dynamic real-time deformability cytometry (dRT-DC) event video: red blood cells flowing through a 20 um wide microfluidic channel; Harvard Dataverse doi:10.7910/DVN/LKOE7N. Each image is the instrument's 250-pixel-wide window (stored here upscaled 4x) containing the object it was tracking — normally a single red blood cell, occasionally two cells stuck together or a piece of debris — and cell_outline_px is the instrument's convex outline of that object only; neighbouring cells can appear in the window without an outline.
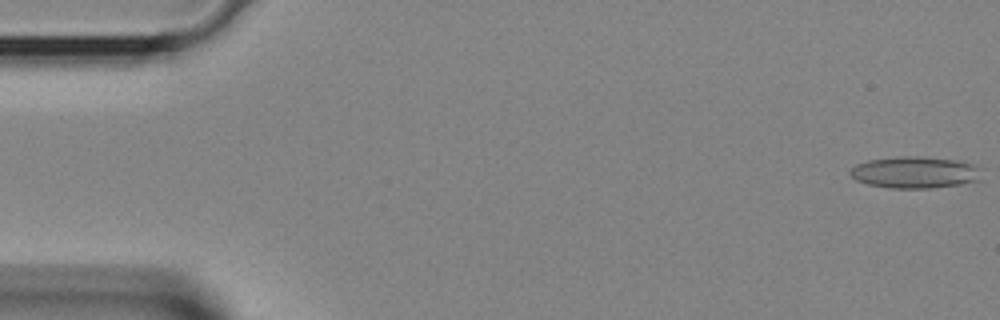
{"species": "Egyptian fruit bat (a non-hibernating species)", "species_latin": "Rousettus aegyptiacus", "temperature_condition": "room temperature", "stored_images_in_passage": 39, "camera_frame_rate_fps": 3000, "um_per_image_px": 0.085, "animal": {"sex": "female"}, "frame": {"image": 1, "passage_image": 1, "time_ms": 0.0, "image_size_px": [1000, 320], "cell_outline_px": [[984, 180], [960, 184], [932, 188], [892, 188], [868, 184], [856, 180], [848, 172], [856, 164], [868, 160], [900, 156], [920, 156], [956, 160], [976, 164], [984, 168]], "centroid_in_image_um": [77.89, 14.65], "position_along_channel_um": 7.1, "area_um2": 24.8}}
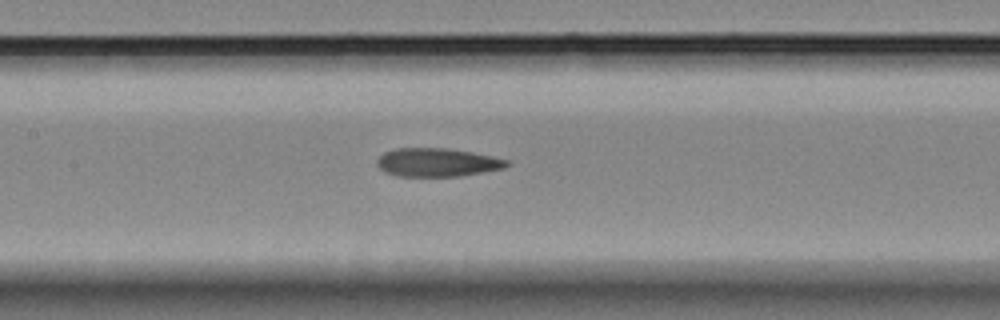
{"frame": {"image": 2, "passage_image": 18, "time_ms": 5.667, "image_size_px": [1000, 320], "cell_outline_px": [[512, 164], [504, 168], [460, 176], [396, 176], [384, 172], [376, 164], [376, 160], [384, 152], [396, 148], [448, 148], [472, 152], [492, 156], [508, 160]], "centroid_in_image_um": [37.16, 13.8], "position_along_channel_um": 170.2, "area_um2": 21.62}}
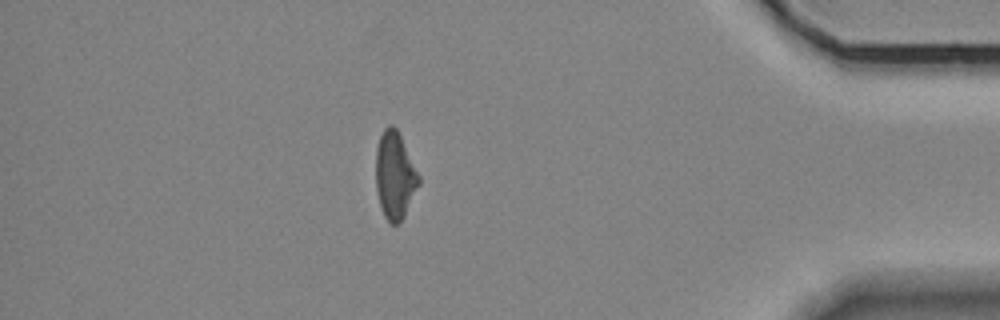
{"frame": {"image": 3, "passage_image": 34, "time_ms": 11.0, "image_size_px": [1000, 320], "cell_outline_px": [[420, 184], [404, 216], [396, 224], [392, 224], [384, 216], [380, 204], [376, 188], [376, 148], [380, 136], [384, 128], [388, 124], [392, 124], [396, 128], [420, 176]], "centroid_in_image_um": [33.56, 14.9], "position_along_channel_um": 401.6, "area_um2": 21.62}}